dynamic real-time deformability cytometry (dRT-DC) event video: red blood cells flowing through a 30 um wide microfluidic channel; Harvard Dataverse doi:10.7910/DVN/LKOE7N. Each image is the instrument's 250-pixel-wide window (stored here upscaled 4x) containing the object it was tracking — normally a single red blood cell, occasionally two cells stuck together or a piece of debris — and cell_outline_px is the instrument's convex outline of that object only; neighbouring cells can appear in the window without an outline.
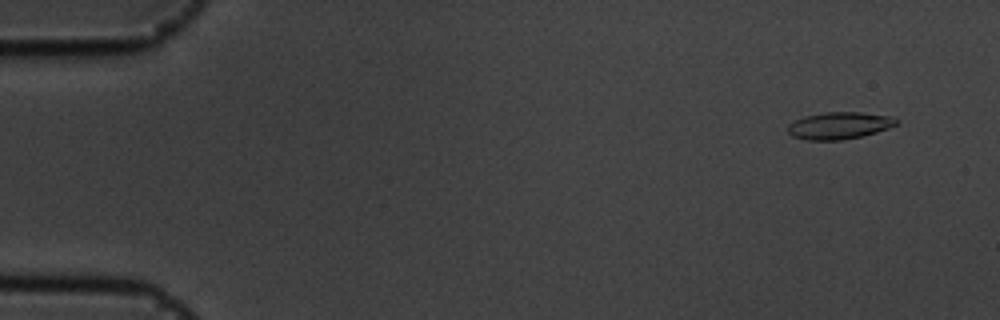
{"species": "common noctule bat (a hibernating species)", "species_latin": "Nyctalus noctula", "temperature_condition": "cold", "stored_images_in_passage": 57, "camera_frame_rate_fps": 3000, "um_per_image_px": 0.085, "animal": {"sex": "male", "body_mass_g": 19.5, "forearm_length_mm": 54.6}, "frame": {"image": 1, "passage_image": 4, "time_ms": 1.0, "image_size_px": [1000, 320], "cell_outline_px": [[900, 120], [896, 124], [888, 128], [864, 136], [844, 140], [808, 140], [792, 136], [788, 132], [788, 124], [804, 116], [824, 112], [860, 112], [892, 116]], "centroid_in_image_um": [71.35, 10.67], "position_along_channel_um": 13.6, "area_um2": 17.22}}
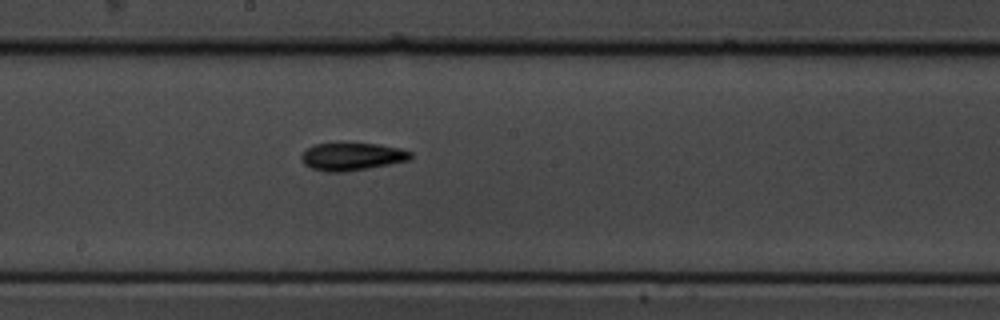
{"frame": {"image": 2, "passage_image": 31, "time_ms": 10.0, "image_size_px": [1000, 320], "cell_outline_px": [[412, 156], [408, 160], [368, 168], [344, 172], [328, 172], [312, 168], [304, 164], [300, 156], [308, 148], [316, 144], [340, 140], [380, 144], [400, 148], [412, 152]], "centroid_in_image_um": [29.9, 13.25], "position_along_channel_um": 218.3, "area_um2": 18.21}}
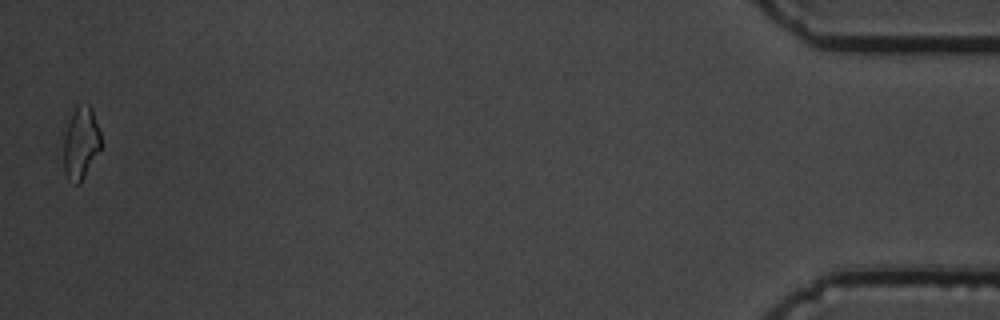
{"frame": {"image": 3, "passage_image": 56, "time_ms": 18.333, "image_size_px": [1000, 320], "cell_outline_px": [[104, 144], [80, 184], [76, 184], [68, 180], [64, 172], [64, 136], [72, 112], [76, 104], [88, 104], [92, 108]], "centroid_in_image_um": [6.9, 12.16], "position_along_channel_um": 428.3, "area_um2": 16.07}, "authors_computed_cell_mechanics": {"area_um2": 16.762, "velocity_mm_per_s": 3.5749, "shape_relaxation_time_tau1_ms": 2.9304, "shape_relaxation_time_tau2_ms": 6.5862, "deformation_change_tau1": 0.1482, "deformation_change_tau2": 0.1591}}